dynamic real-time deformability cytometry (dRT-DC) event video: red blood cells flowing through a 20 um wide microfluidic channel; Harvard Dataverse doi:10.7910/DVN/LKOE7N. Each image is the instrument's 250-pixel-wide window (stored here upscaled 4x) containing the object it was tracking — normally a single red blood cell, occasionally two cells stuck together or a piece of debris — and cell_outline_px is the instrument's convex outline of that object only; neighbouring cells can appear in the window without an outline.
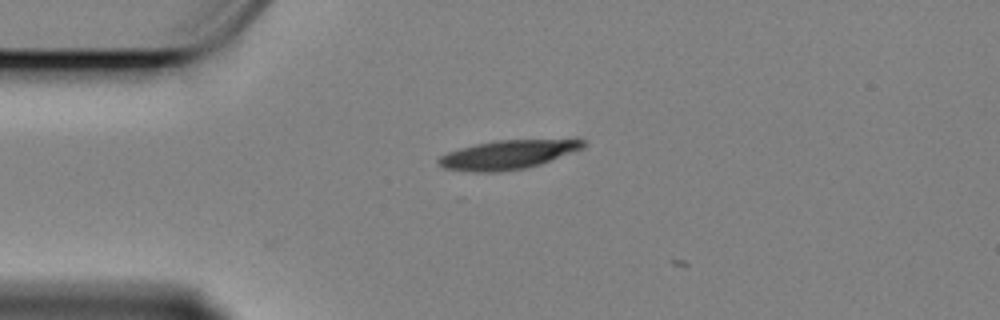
{"species": "Egyptian fruit bat (a non-hibernating species)", "species_latin": "Rousettus aegyptiacus", "temperature_condition": "cold", "stored_images_in_passage": 3, "camera_frame_rate_fps": 3000, "um_per_image_px": 0.085, "animal": {"sex": "female"}, "frame": {"image": 1, "passage_image": 1, "time_ms": 0.0, "image_size_px": [1000, 320], "cell_outline_px": [[588, 144], [584, 148], [540, 164], [524, 168], [496, 172], [472, 172], [444, 168], [436, 160], [440, 156], [448, 152], [460, 148], [476, 144], [496, 140], [576, 136], [584, 140]], "centroid_in_image_um": [43.33, 13.08], "position_along_channel_um": 41.7, "area_um2": 25.37}}